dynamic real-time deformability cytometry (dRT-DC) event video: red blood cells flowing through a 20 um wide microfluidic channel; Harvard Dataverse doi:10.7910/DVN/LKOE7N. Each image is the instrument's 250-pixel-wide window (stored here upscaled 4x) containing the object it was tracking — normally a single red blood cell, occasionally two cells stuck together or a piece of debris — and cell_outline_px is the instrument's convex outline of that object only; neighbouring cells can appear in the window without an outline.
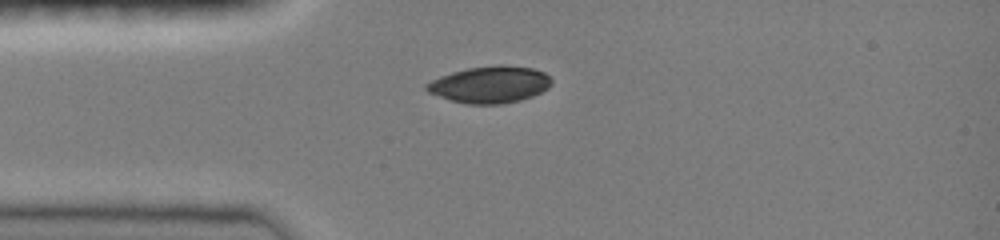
{"species": "common noctule bat (a hibernating species)", "species_latin": "Nyctalus noctula", "temperature_condition": "room temperature", "stored_images_in_passage": 23, "camera_frame_rate_fps": 3000, "um_per_image_px": 0.085, "animal": {"sex": "female", "body_mass_g": 19.0, "forearm_length_mm": 51.5}, "frame": {"image": 1, "passage_image": 1, "time_ms": 0.0, "image_size_px": [1000, 240], "cell_outline_px": [[552, 84], [548, 88], [532, 96], [520, 100], [500, 104], [468, 104], [452, 100], [428, 92], [424, 88], [424, 84], [440, 76], [452, 72], [468, 68], [496, 64], [500, 64], [532, 68], [544, 72], [552, 80]], "centroid_in_image_um": [41.64, 7.17], "position_along_channel_um": 43.4, "area_um2": 26.76}}
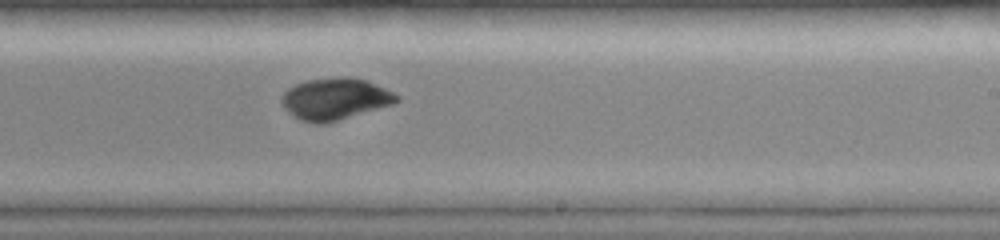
{"frame": {"image": 2, "passage_image": 12, "time_ms": 3.667, "image_size_px": [1000, 240], "cell_outline_px": [[400, 100], [392, 104], [324, 124], [316, 124], [300, 120], [288, 112], [284, 108], [280, 100], [280, 96], [288, 88], [296, 84], [308, 80], [340, 76], [348, 76], [368, 80], [400, 96]], "centroid_in_image_um": [28.45, 8.4], "position_along_channel_um": 260.5, "area_um2": 27.98}}
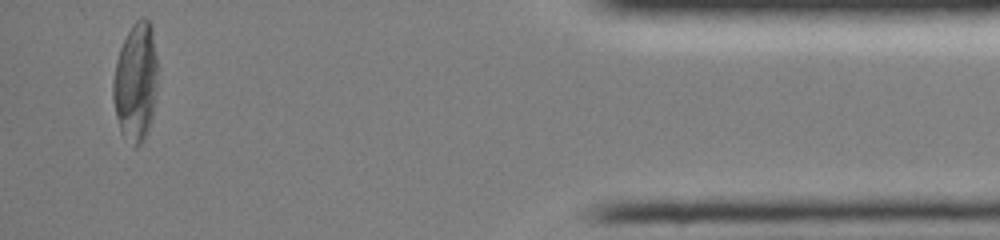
{"frame": {"image": 3, "passage_image": 23, "time_ms": 7.333, "image_size_px": [1000, 240], "cell_outline_px": [[156, 84], [152, 116], [144, 140], [136, 148], [132, 148], [120, 132], [112, 100], [112, 80], [116, 60], [120, 48], [132, 24], [140, 16], [144, 16], [152, 24], [156, 56]], "centroid_in_image_um": [11.5, 6.98], "position_along_channel_um": 423.7, "area_um2": 31.1}}